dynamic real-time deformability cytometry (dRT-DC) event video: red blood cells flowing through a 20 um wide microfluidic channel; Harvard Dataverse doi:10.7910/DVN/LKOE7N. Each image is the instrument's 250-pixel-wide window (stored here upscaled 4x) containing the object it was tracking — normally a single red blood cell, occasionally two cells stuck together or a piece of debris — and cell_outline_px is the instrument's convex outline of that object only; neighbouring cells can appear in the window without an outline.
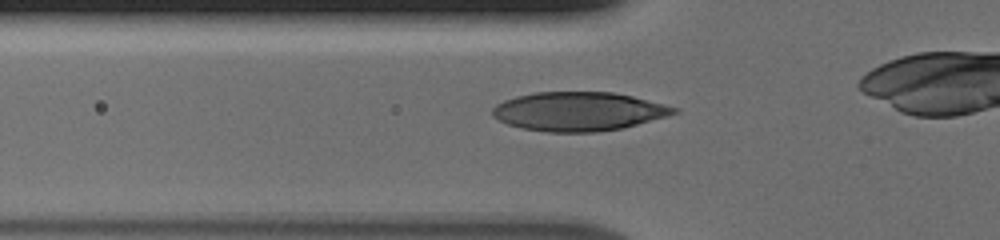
{"species": "human", "species_latin": "Homo sapiens", "temperature_condition": "cold", "stored_images_in_passage": 39, "camera_frame_rate_fps": 3000, "um_per_image_px": 0.085, "donor": {"sex": "male"}, "frame": {"image": 1, "passage_image": 11, "time_ms": 3.333, "image_size_px": [1000, 240], "cell_outline_px": [[680, 112], [668, 116], [624, 128], [596, 132], [548, 132], [524, 128], [508, 124], [492, 116], [492, 108], [496, 104], [504, 100], [516, 96], [536, 92], [612, 92], [632, 96], [680, 108]], "centroid_in_image_um": [49.21, 9.47], "position_along_channel_um": 76.6, "area_um2": 41.21}}
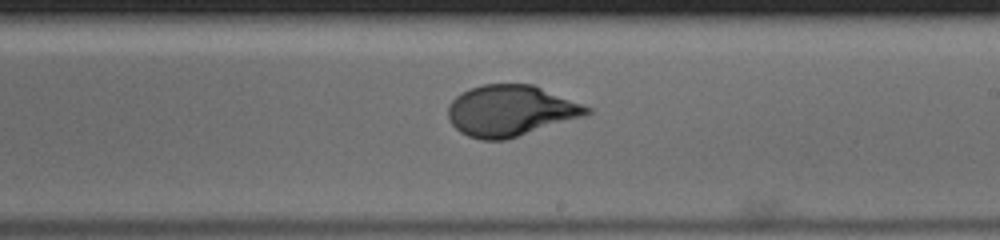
{"frame": {"image": 2, "passage_image": 24, "time_ms": 7.667, "image_size_px": [1000, 240], "cell_outline_px": [[592, 112], [584, 116], [504, 140], [480, 140], [468, 136], [460, 132], [448, 120], [448, 104], [456, 96], [472, 88], [484, 84], [532, 84], [592, 108]], "centroid_in_image_um": [43.37, 9.41], "position_along_channel_um": 245.6, "area_um2": 40.86}}
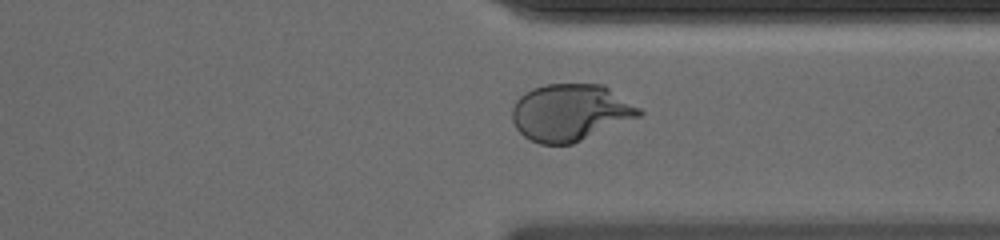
{"frame": {"image": 3, "passage_image": 33, "time_ms": 10.667, "image_size_px": [1000, 240], "cell_outline_px": [[644, 112], [640, 116], [572, 144], [540, 144], [524, 136], [516, 128], [512, 120], [512, 108], [516, 100], [524, 92], [532, 88], [544, 84], [604, 84], [640, 108]], "centroid_in_image_um": [48.47, 9.54], "position_along_channel_um": 362.9, "area_um2": 42.08}}